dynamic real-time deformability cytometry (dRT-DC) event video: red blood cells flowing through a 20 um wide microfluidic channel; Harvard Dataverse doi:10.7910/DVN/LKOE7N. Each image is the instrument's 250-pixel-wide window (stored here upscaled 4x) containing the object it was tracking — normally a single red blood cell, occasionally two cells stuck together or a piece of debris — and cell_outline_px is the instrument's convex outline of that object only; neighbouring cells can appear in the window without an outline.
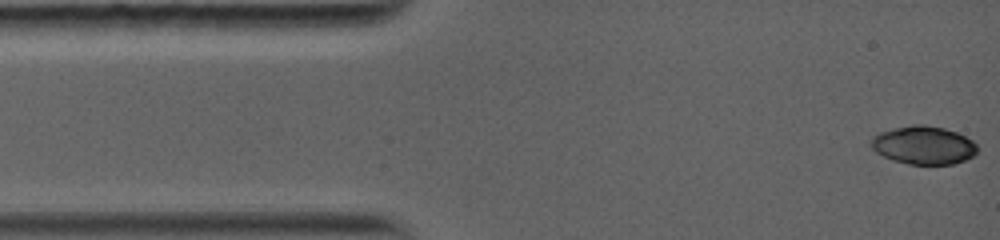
{"species": "common noctule bat (a hibernating species)", "species_latin": "Nyctalus noctula", "temperature_condition": "warm", "stored_images_in_passage": 17, "camera_frame_rate_fps": 5000, "um_per_image_px": 0.085, "animal": {"sex": "female", "body_mass_g": 19.0, "forearm_length_mm": 56.7}, "frame": {"image": 1, "passage_image": 1, "time_ms": 0.0, "image_size_px": [1000, 240], "cell_outline_px": [[980, 148], [972, 156], [964, 160], [952, 164], [908, 164], [892, 160], [876, 152], [872, 148], [868, 140], [872, 136], [880, 132], [892, 128], [912, 124], [924, 124], [944, 128], [956, 132], [972, 140]], "centroid_in_image_um": [78.47, 12.33], "position_along_channel_um": 6.5, "area_um2": 23.87}}
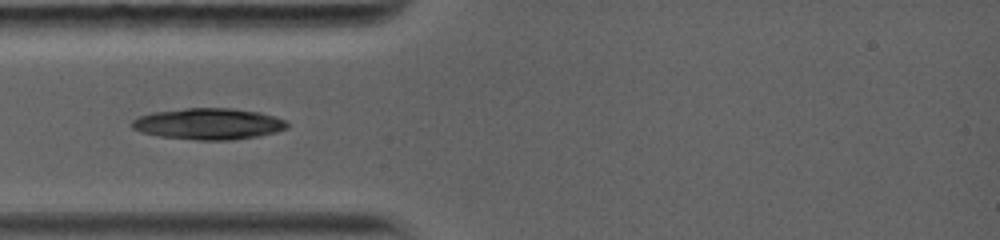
{"frame": {"image": 2, "passage_image": 15, "time_ms": 3.4, "image_size_px": [1000, 240], "cell_outline_px": [[288, 128], [276, 132], [260, 136], [232, 140], [196, 140], [160, 136], [140, 132], [132, 128], [132, 120], [140, 116], [156, 112], [188, 108], [228, 108], [256, 112], [272, 116], [284, 120], [288, 124]], "centroid_in_image_um": [17.73, 10.54], "position_along_channel_um": 67.3, "area_um2": 28.03}}
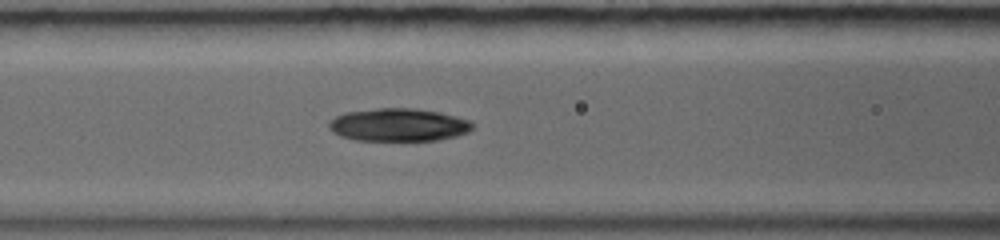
{"frame": {"image": 3, "passage_image": 17, "time_ms": 5.0, "image_size_px": [1000, 240], "cell_outline_px": [[472, 128], [468, 132], [456, 136], [436, 140], [352, 140], [340, 136], [332, 132], [328, 128], [328, 124], [336, 116], [348, 112], [380, 108], [408, 108], [436, 112], [468, 120], [472, 124]], "centroid_in_image_um": [33.82, 10.63], "position_along_channel_um": 132.8, "area_um2": 27.05}}